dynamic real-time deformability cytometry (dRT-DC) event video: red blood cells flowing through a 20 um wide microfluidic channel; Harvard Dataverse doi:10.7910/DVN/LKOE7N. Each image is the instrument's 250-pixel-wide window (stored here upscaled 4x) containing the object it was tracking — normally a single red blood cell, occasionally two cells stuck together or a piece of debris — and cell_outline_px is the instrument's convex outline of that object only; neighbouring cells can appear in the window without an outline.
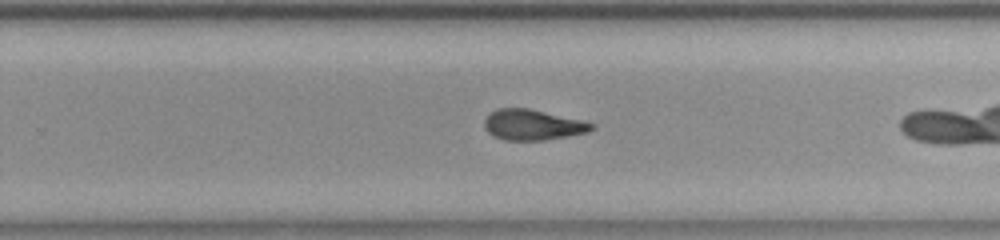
{"species": "common noctule bat (a hibernating species)", "species_latin": "Nyctalus noctula", "temperature_condition": "room temperature", "stored_images_in_passage": 19, "camera_frame_rate_fps": 3000, "um_per_image_px": 0.085, "animal": {"sex": "female", "body_mass_g": 23.0, "forearm_length_mm": 53.4}, "frame": {"image": 1, "passage_image": 11, "time_ms": 3.333, "image_size_px": [1000, 240], "cell_outline_px": [[596, 124], [588, 132], [568, 136], [544, 140], [504, 140], [488, 132], [484, 128], [484, 120], [496, 108], [528, 108], [580, 120]], "centroid_in_image_um": [45.26, 10.61], "position_along_channel_um": 284.5, "area_um2": 18.84}}
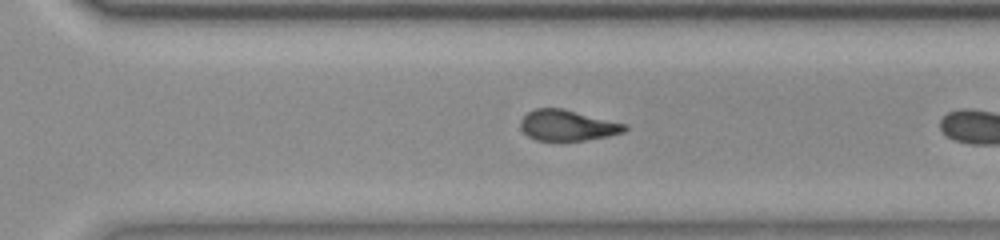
{"frame": {"image": 2, "passage_image": 14, "time_ms": 4.333, "image_size_px": [1000, 240], "cell_outline_px": [[628, 128], [624, 132], [608, 136], [584, 140], [536, 140], [528, 136], [520, 128], [520, 120], [528, 112], [536, 108], [564, 108], [628, 124]], "centroid_in_image_um": [48.26, 10.64], "position_along_channel_um": 322.3, "area_um2": 18.79}}